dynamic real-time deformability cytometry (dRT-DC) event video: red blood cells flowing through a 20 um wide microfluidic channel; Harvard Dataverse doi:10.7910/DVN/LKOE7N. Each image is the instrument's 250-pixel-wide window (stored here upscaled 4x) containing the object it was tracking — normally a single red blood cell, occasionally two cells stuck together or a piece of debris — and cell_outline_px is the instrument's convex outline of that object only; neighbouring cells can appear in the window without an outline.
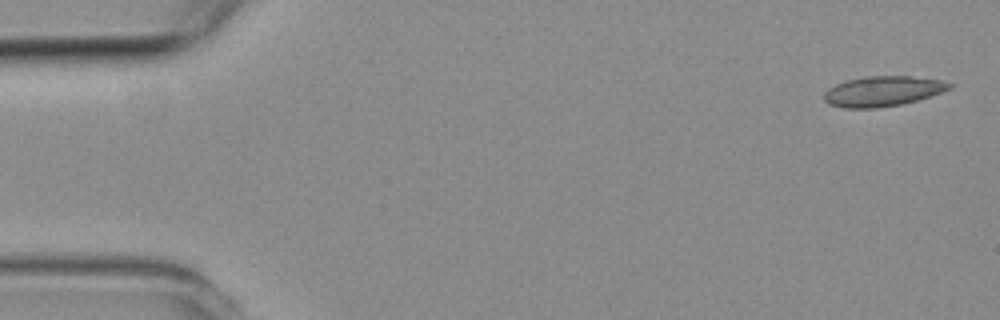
{"species": "common noctule bat (a hibernating species)", "species_latin": "Nyctalus noctula", "temperature_condition": "room temperature", "stored_images_in_passage": 3, "segment_of_instrument_passage": [2, 2], "camera_frame_rate_fps": 3000, "um_per_image_px": 0.085, "animal": {"sex": "female", "body_mass_g": 19.3, "forearm_length_mm": 54.1}, "frame": {"image": 1, "passage_image": 3, "time_ms": 2.333, "image_size_px": [1000, 320], "cell_outline_px": [[952, 88], [916, 100], [900, 104], [876, 108], [844, 108], [828, 104], [824, 100], [824, 92], [828, 88], [836, 84], [848, 80], [864, 76], [912, 76], [940, 80], [952, 84]], "centroid_in_image_um": [74.99, 7.75], "position_along_channel_um": 10.0, "area_um2": 21.85}}